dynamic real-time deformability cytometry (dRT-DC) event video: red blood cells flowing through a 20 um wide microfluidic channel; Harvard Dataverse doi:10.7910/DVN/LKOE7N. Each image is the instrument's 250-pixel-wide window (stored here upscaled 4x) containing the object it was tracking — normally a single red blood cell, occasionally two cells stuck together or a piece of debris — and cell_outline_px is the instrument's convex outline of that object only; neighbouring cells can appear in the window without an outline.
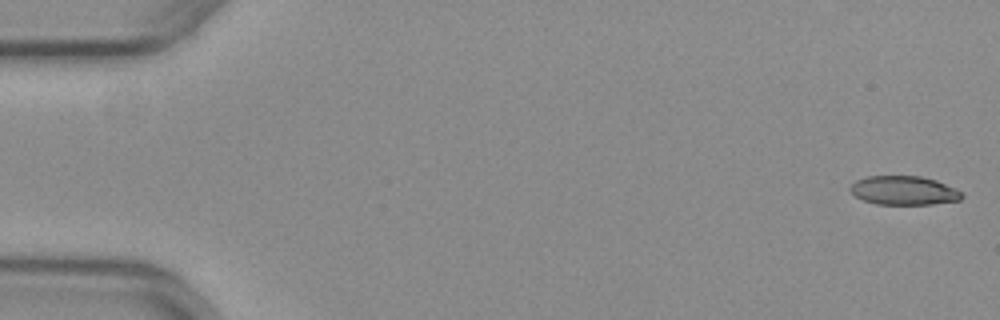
{"species": "common noctule bat (a hibernating species)", "species_latin": "Nyctalus noctula", "temperature_condition": "warm", "stored_images_in_passage": 50, "camera_frame_rate_fps": 3000, "um_per_image_px": 0.085, "animal": {"sex": "female", "body_mass_g": 29.2, "forearm_length_mm": 56.3}, "frame": {"image": 1, "passage_image": 1, "time_ms": 0.0, "image_size_px": [1000, 320], "cell_outline_px": [[964, 196], [960, 200], [932, 204], [876, 204], [864, 200], [856, 196], [848, 188], [856, 180], [868, 176], [920, 176], [936, 180], [956, 188], [964, 192]], "centroid_in_image_um": [76.87, 16.19], "position_along_channel_um": 8.1, "area_um2": 18.84}}
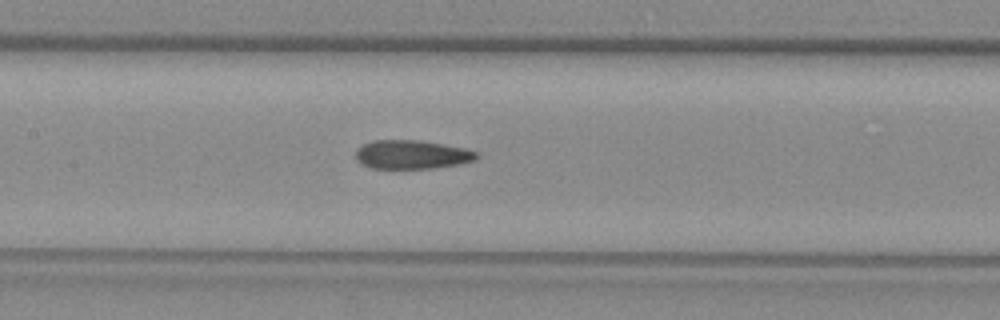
{"frame": {"image": 2, "passage_image": 25, "time_ms": 8.0, "image_size_px": [1000, 320], "cell_outline_px": [[480, 156], [476, 160], [460, 164], [432, 168], [372, 168], [360, 164], [356, 160], [356, 148], [372, 140], [420, 140], [444, 144], [464, 148], [476, 152]], "centroid_in_image_um": [35.0, 13.13], "position_along_channel_um": 172.4, "area_um2": 20.4}}
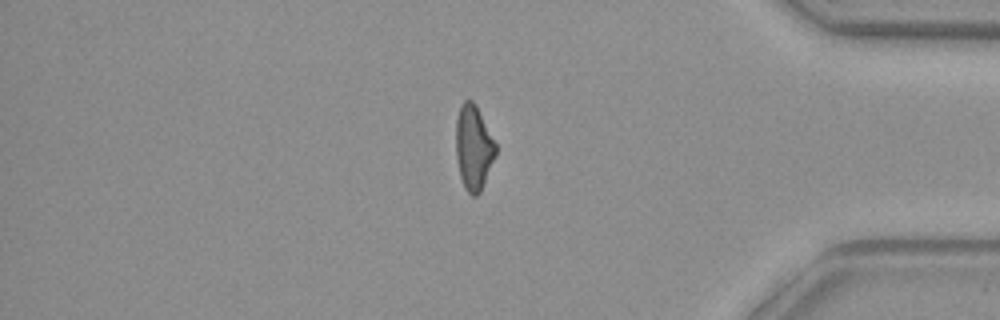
{"frame": {"image": 3, "passage_image": 44, "time_ms": 14.333, "image_size_px": [1000, 320], "cell_outline_px": [[496, 156], [480, 192], [476, 196], [472, 196], [464, 188], [460, 176], [456, 156], [456, 120], [460, 104], [464, 100], [472, 100], [476, 104], [496, 144]], "centroid_in_image_um": [40.25, 12.53], "position_along_channel_um": 395.0, "area_um2": 19.71}}